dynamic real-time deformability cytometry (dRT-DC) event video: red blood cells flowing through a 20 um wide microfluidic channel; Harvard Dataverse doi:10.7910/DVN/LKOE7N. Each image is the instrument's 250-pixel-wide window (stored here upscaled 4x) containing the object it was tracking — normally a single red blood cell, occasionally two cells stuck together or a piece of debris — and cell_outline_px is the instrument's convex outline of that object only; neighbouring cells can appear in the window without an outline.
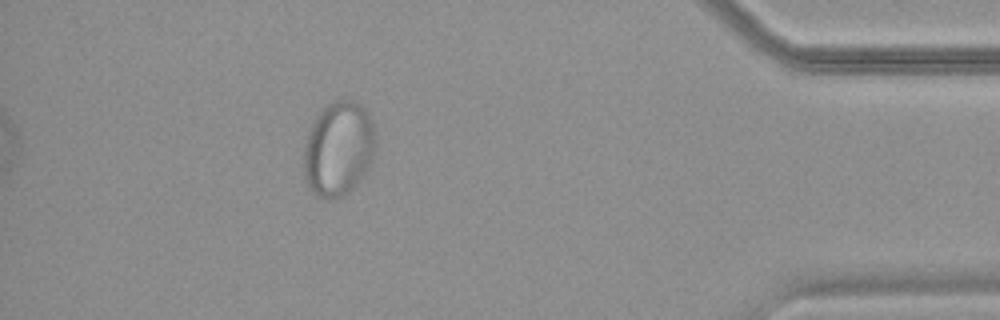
{"species": "common noctule bat (a hibernating species)", "species_latin": "Nyctalus noctula", "temperature_condition": "warm", "stored_images_in_passage": 45, "camera_frame_rate_fps": 3000, "um_per_image_px": 0.085, "animal": {"sex": "female", "body_mass_g": 18.4}, "frame": {"image": 1, "passage_image": 39, "time_ms": 12.667, "image_size_px": [1000, 320], "cell_outline_px": [[376, 140], [372, 160], [368, 168], [356, 184], [344, 196], [332, 200], [316, 196], [308, 184], [304, 176], [304, 148], [312, 124], [316, 116], [328, 104], [336, 100], [352, 100], [360, 104], [368, 112], [376, 136]], "centroid_in_image_um": [28.78, 12.66], "position_along_channel_um": 406.4, "area_um2": 39.42}}